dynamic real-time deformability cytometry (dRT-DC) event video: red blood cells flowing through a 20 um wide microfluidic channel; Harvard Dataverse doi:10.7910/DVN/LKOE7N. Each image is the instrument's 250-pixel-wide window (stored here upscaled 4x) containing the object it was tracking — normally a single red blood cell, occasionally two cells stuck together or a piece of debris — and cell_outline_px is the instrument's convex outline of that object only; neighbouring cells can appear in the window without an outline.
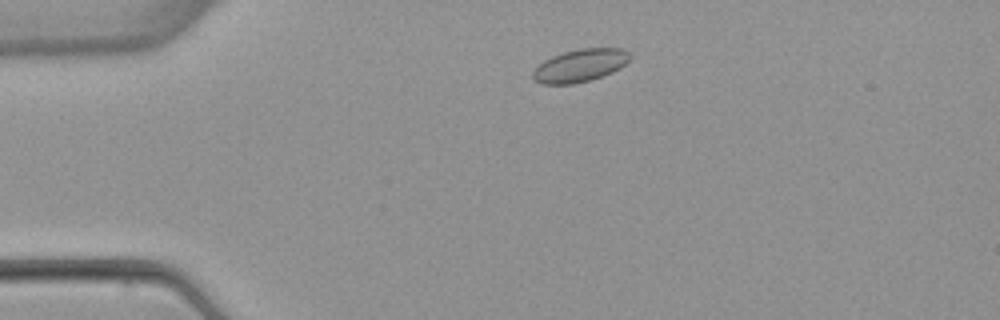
{"species": "common noctule bat (a hibernating species)", "species_latin": "Nyctalus noctula", "temperature_condition": "warm", "stored_images_in_passage": 3, "camera_frame_rate_fps": 3000, "um_per_image_px": 0.085, "animal": {"sex": "female", "body_mass_g": 22.7, "forearm_length_mm": 54.2}, "frame": {"image": 1, "passage_image": 2, "time_ms": 1.333, "image_size_px": [1000, 320], "cell_outline_px": [[632, 56], [620, 68], [612, 72], [592, 80], [572, 84], [540, 84], [532, 80], [532, 72], [544, 60], [552, 56], [564, 52], [580, 48], [624, 48]], "centroid_in_image_um": [49.29, 5.57], "position_along_channel_um": 35.7, "area_um2": 18.61}}